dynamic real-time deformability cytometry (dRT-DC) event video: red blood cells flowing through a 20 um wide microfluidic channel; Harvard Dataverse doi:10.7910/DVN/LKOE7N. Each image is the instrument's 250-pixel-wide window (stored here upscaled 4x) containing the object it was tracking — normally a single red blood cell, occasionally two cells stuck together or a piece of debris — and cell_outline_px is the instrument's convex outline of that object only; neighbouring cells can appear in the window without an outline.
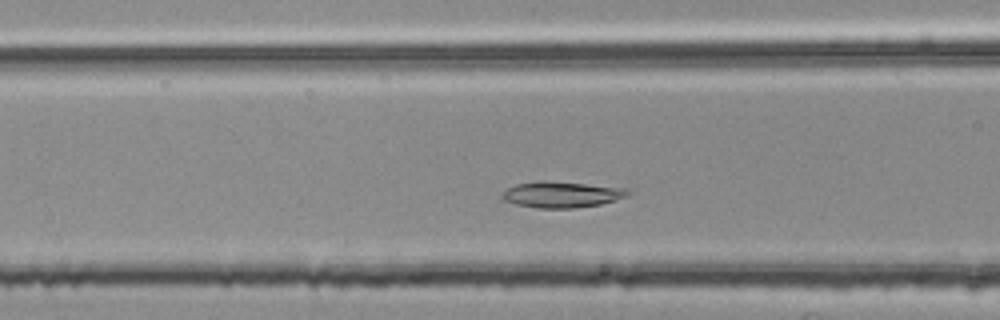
{"species": "common noctule bat (a hibernating species)", "species_latin": "Nyctalus noctula", "temperature_condition": "room temperature", "stored_images_in_passage": 40, "camera_frame_rate_fps": 3000, "um_per_image_px": 0.085, "animal": {"sex": "female", "body_mass_g": 25.1}, "frame": {"image": 1, "passage_image": 15, "time_ms": 4.667, "image_size_px": [1000, 320], "cell_outline_px": [[632, 192], [624, 196], [600, 204], [576, 208], [540, 208], [516, 204], [504, 200], [500, 196], [508, 188], [516, 184], [584, 184], [628, 188]], "centroid_in_image_um": [47.78, 16.59], "position_along_channel_um": 118.8, "area_um2": 17.8}}
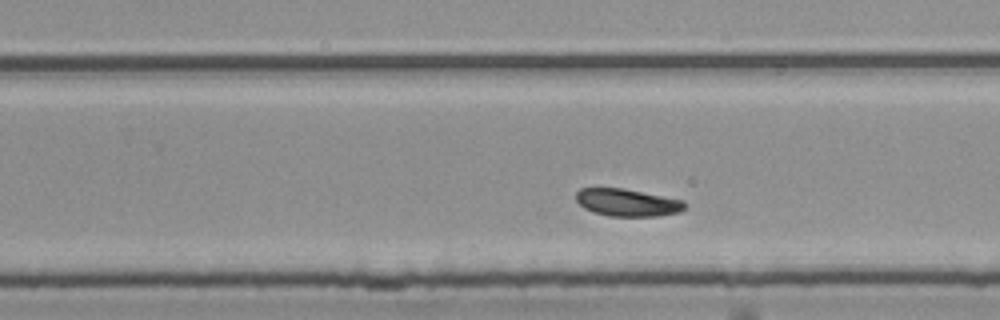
{"frame": {"image": 2, "passage_image": 28, "time_ms": 9.0, "image_size_px": [1000, 320], "cell_outline_px": [[684, 208], [680, 212], [660, 216], [608, 216], [592, 212], [584, 208], [576, 200], [576, 192], [580, 188], [620, 188], [684, 200]], "centroid_in_image_um": [53.29, 17.22], "position_along_channel_um": 276.5, "area_um2": 17.28}}
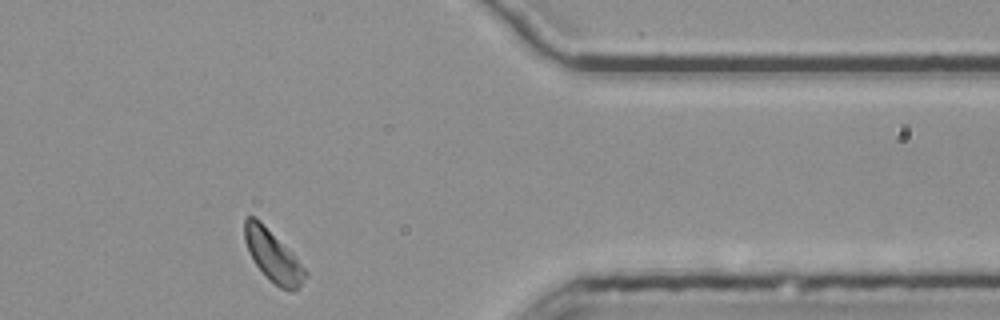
{"frame": {"image": 3, "passage_image": 39, "time_ms": 12.667, "image_size_px": [1000, 320], "cell_outline_px": [[308, 276], [296, 292], [292, 292], [280, 288], [256, 264], [248, 252], [244, 240], [244, 216], [256, 216], [292, 252], [308, 272]], "centroid_in_image_um": [23.22, 21.73], "position_along_channel_um": 388.2, "area_um2": 18.21}, "authors_computed_cell_mechanics": {"area_um2": 18.2359, "velocity_mm_per_s": 3.6385, "shape_relaxation_time_tau1_ms": 8.3885, "shape_relaxation_time_tau2_ms": null, "deformation_change_tau1": 0.211, "deformation_change_tau2": null}}